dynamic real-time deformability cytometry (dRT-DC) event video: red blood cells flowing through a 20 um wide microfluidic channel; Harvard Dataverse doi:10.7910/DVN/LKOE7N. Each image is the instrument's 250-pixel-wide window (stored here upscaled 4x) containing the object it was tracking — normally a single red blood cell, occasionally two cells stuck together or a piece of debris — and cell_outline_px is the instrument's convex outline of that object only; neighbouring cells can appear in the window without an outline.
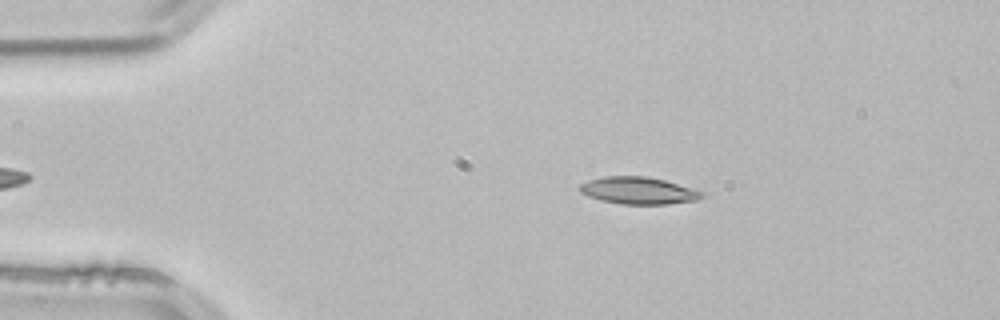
{"species": "common noctule bat (a hibernating species)", "species_latin": "Nyctalus noctula", "temperature_condition": "room temperature", "stored_images_in_passage": 2, "camera_frame_rate_fps": 3000, "um_per_image_px": 0.085, "animal": {"sex": "male", "body_mass_g": 21.5, "forearm_length_mm": 52.0}, "frame": {"image": 1, "passage_image": 1, "time_ms": 0.0, "image_size_px": [1000, 320], "cell_outline_px": [[704, 196], [696, 200], [668, 204], [620, 204], [600, 200], [588, 196], [580, 192], [576, 188], [580, 184], [588, 180], [604, 176], [648, 176], [664, 180], [692, 188], [704, 192]], "centroid_in_image_um": [54.22, 16.19], "position_along_channel_um": 30.8, "area_um2": 19.42}}